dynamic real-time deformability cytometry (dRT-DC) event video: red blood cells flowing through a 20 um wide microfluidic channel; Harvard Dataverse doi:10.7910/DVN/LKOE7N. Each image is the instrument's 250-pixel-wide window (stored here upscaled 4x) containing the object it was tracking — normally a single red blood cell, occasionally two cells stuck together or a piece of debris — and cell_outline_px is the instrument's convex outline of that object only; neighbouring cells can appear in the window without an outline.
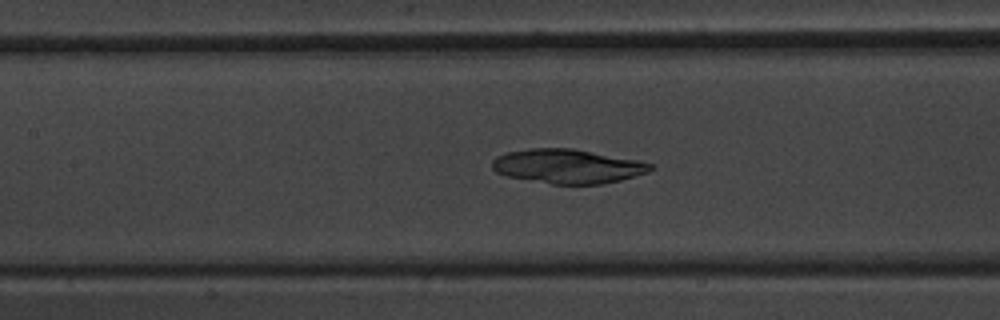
{"species": "common noctule bat (a hibernating species)", "species_latin": "Nyctalus noctula", "temperature_condition": "warm", "stored_images_in_passage": 50, "camera_frame_rate_fps": 3000, "um_per_image_px": 0.085, "animal": {"sex": "male", "body_mass_g": 20.1, "forearm_length_mm": 53.5}, "frame": {"image": 1, "passage_image": 23, "time_ms": 7.333, "image_size_px": [1000, 320], "cell_outline_px": [[656, 168], [648, 172], [620, 180], [600, 184], [552, 184], [508, 176], [496, 172], [492, 168], [492, 160], [496, 156], [508, 152], [528, 148], [572, 148], [636, 160], [652, 164]], "centroid_in_image_um": [48.23, 14.13], "position_along_channel_um": 159.2, "area_um2": 31.39}}
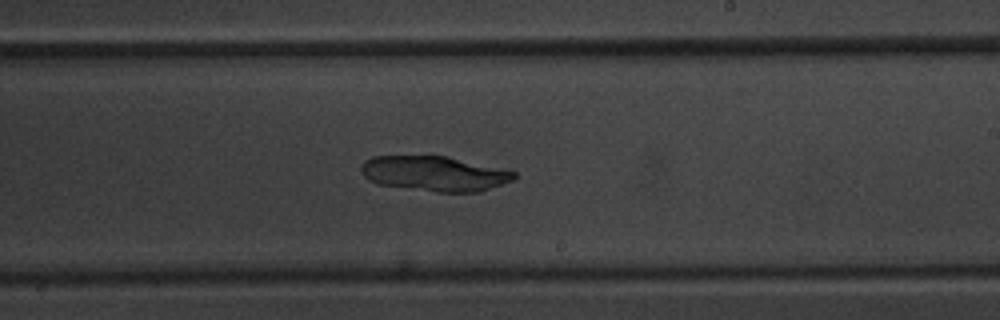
{"frame": {"image": 2, "passage_image": 30, "time_ms": 9.667, "image_size_px": [1000, 320], "cell_outline_px": [[516, 180], [480, 192], [436, 192], [376, 184], [368, 180], [360, 172], [360, 168], [364, 160], [372, 156], [448, 156], [516, 172]], "centroid_in_image_um": [36.92, 14.76], "position_along_channel_um": 252.1, "area_um2": 31.5}}